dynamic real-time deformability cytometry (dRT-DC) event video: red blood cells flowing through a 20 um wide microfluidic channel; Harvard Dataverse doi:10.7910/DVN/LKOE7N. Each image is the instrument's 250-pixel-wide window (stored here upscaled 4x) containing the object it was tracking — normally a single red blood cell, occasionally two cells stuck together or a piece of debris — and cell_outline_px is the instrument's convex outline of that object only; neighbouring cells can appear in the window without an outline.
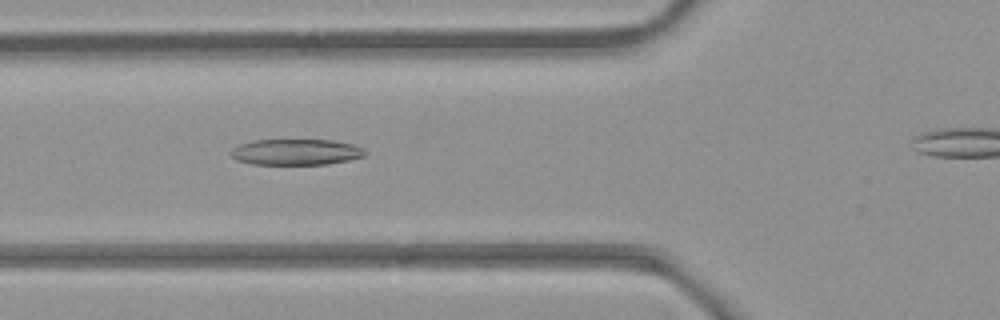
{"species": "common noctule bat (a hibernating species)", "species_latin": "Nyctalus noctula", "temperature_condition": "room temperature", "stored_images_in_passage": 44, "camera_frame_rate_fps": 3000, "um_per_image_px": 0.085, "animal": {"sex": "female", "body_mass_g": 21.9}, "frame": {"image": 1, "passage_image": 18, "time_ms": 5.667, "image_size_px": [1000, 320], "cell_outline_px": [[368, 152], [364, 156], [348, 160], [328, 164], [252, 164], [236, 160], [232, 156], [232, 148], [240, 144], [252, 140], [332, 140], [352, 144], [364, 148]], "centroid_in_image_um": [25.18, 12.92], "position_along_channel_um": 100.6, "area_um2": 20.29}}
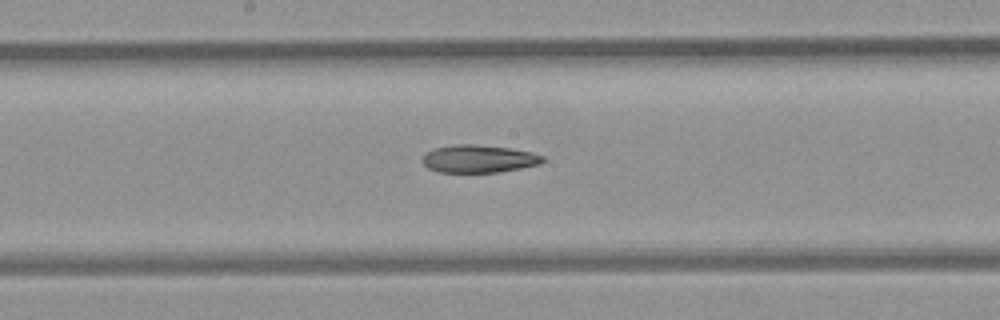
{"frame": {"image": 2, "passage_image": 26, "time_ms": 8.333, "image_size_px": [1000, 320], "cell_outline_px": [[544, 160], [540, 164], [520, 168], [496, 172], [440, 172], [428, 168], [420, 160], [428, 152], [436, 148], [452, 144], [472, 144], [508, 148], [532, 152], [544, 156]], "centroid_in_image_um": [40.69, 13.49], "position_along_channel_um": 207.5, "area_um2": 19.25}}
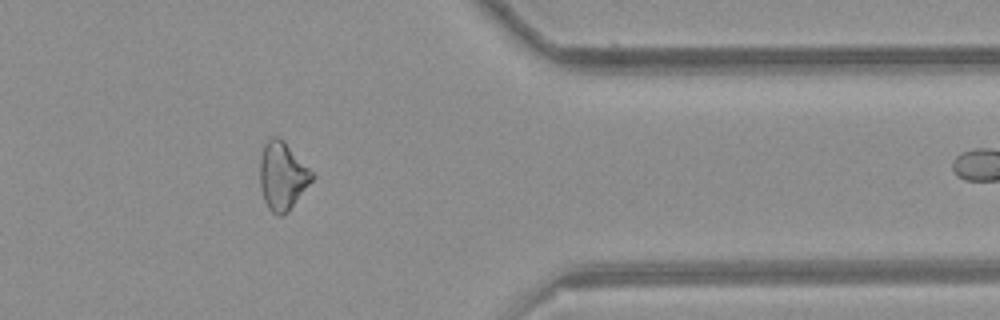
{"frame": {"image": 3, "passage_image": 41, "time_ms": 13.333, "image_size_px": [1000, 320], "cell_outline_px": [[316, 176], [288, 212], [280, 216], [276, 216], [268, 208], [264, 200], [260, 188], [260, 160], [264, 144], [272, 136], [280, 136], [284, 140]], "centroid_in_image_um": [24.0, 14.96], "position_along_channel_um": 387.4, "area_um2": 20.75}}